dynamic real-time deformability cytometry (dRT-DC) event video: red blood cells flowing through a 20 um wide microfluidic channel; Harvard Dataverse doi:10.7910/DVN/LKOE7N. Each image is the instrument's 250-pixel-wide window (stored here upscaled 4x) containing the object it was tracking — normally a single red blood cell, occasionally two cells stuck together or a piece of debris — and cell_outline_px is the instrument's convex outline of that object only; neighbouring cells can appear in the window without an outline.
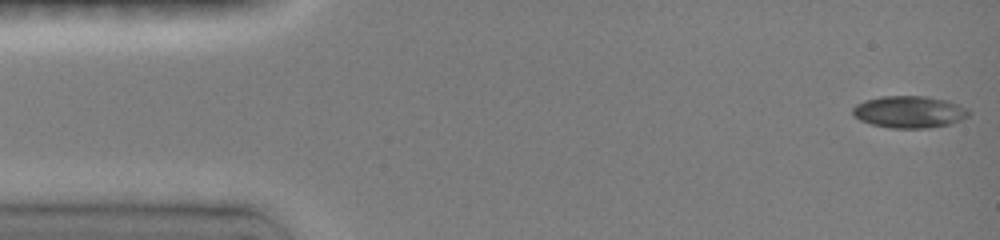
{"species": "common noctule bat (a hibernating species)", "species_latin": "Nyctalus noctula", "temperature_condition": "room temperature", "stored_images_in_passage": 29, "camera_frame_rate_fps": 3000, "um_per_image_px": 0.085, "animal": {"sex": "female", "body_mass_g": 19.0, "forearm_length_mm": 51.5}, "frame": {"image": 1, "passage_image": 1, "time_ms": 0.0, "image_size_px": [1000, 240], "cell_outline_px": [[972, 112], [968, 116], [952, 124], [928, 128], [892, 128], [872, 124], [860, 120], [852, 112], [852, 108], [856, 104], [864, 100], [880, 96], [924, 96], [948, 100], [960, 104], [968, 108]], "centroid_in_image_um": [77.33, 9.5], "position_along_channel_um": 7.7, "area_um2": 21.85}}
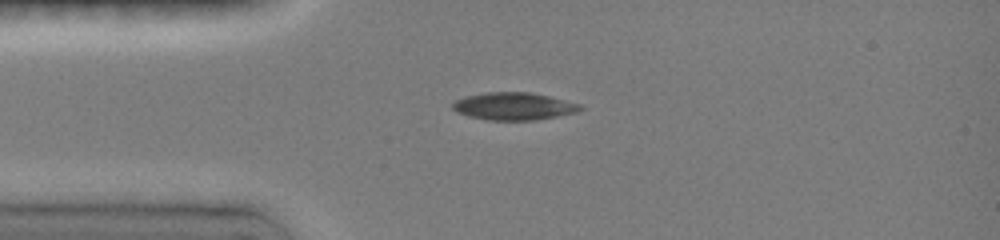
{"frame": {"image": 2, "passage_image": 10, "time_ms": 3.333, "image_size_px": [1000, 240], "cell_outline_px": [[584, 108], [576, 112], [536, 120], [488, 120], [468, 116], [456, 112], [452, 108], [452, 104], [456, 100], [464, 96], [488, 92], [528, 92], [548, 96], [580, 104]], "centroid_in_image_um": [43.63, 9.03], "position_along_channel_um": 41.4, "area_um2": 20.35}}
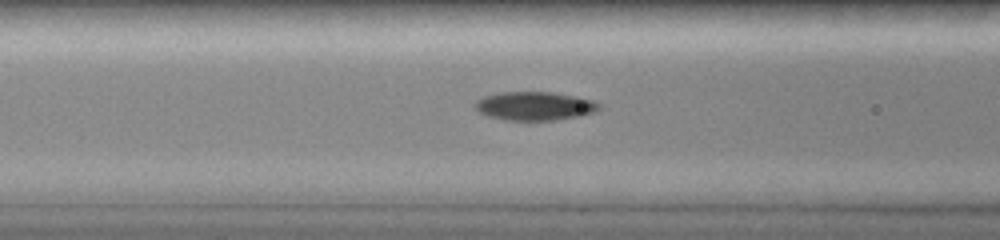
{"frame": {"image": 3, "passage_image": 20, "time_ms": 5.667, "image_size_px": [1000, 240], "cell_outline_px": [[600, 108], [596, 112], [580, 116], [556, 120], [504, 120], [488, 116], [480, 112], [476, 108], [476, 100], [484, 96], [504, 92], [552, 92], [576, 96], [592, 100], [600, 104]], "centroid_in_image_um": [45.48, 9.01], "position_along_channel_um": 121.1, "area_um2": 20.63}}